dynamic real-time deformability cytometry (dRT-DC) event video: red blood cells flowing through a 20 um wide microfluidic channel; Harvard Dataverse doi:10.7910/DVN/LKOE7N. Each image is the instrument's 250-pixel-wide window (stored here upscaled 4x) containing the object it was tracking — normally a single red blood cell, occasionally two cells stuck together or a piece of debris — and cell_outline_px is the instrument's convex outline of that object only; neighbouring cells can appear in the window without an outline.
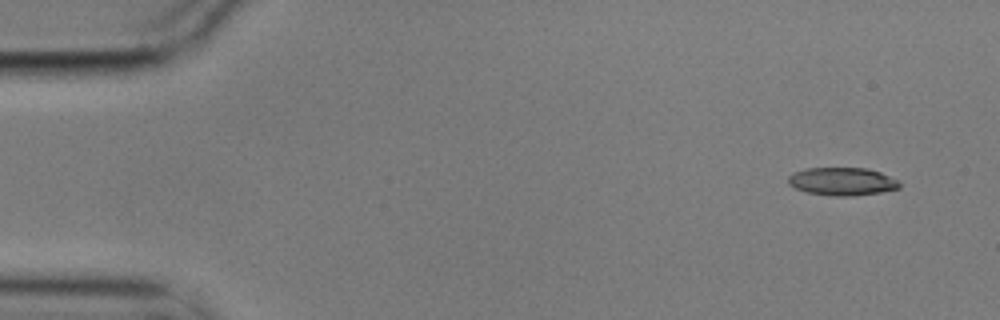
{"species": "common noctule bat (a hibernating species)", "species_latin": "Nyctalus noctula", "temperature_condition": "cold", "stored_images_in_passage": 5, "segment_of_instrument_passage": [1, 2], "camera_frame_rate_fps": 3000, "um_per_image_px": 0.085, "animal": {"sex": "male", "body_mass_g": 17.9}, "frame": {"image": 1, "passage_image": 1, "time_ms": 0.0, "image_size_px": [1000, 320], "cell_outline_px": [[900, 188], [880, 192], [852, 196], [832, 196], [808, 192], [796, 188], [788, 184], [788, 176], [792, 172], [808, 168], [868, 168], [880, 172], [900, 180]], "centroid_in_image_um": [71.6, 15.42], "position_along_channel_um": 13.4, "area_um2": 18.21}}
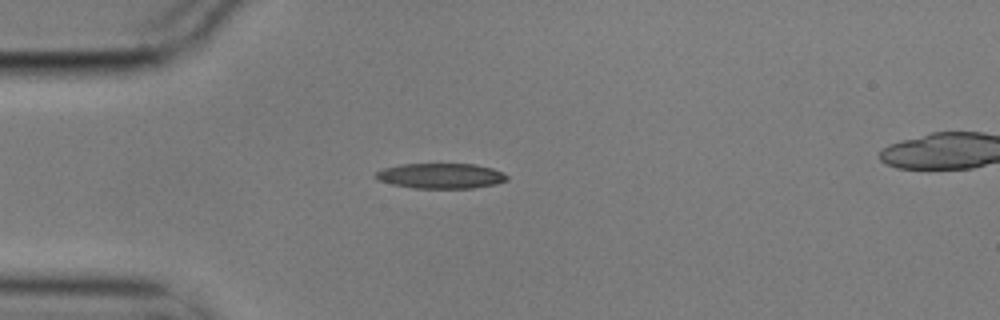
{"frame": {"image": 2, "passage_image": 4, "time_ms": 1.0, "image_size_px": [1000, 320], "cell_outline_px": [[508, 180], [496, 184], [472, 188], [416, 188], [392, 184], [376, 180], [376, 172], [384, 168], [400, 164], [472, 164], [492, 168], [508, 176]], "centroid_in_image_um": [37.46, 14.95], "position_along_channel_um": 47.5, "area_um2": 19.19}}